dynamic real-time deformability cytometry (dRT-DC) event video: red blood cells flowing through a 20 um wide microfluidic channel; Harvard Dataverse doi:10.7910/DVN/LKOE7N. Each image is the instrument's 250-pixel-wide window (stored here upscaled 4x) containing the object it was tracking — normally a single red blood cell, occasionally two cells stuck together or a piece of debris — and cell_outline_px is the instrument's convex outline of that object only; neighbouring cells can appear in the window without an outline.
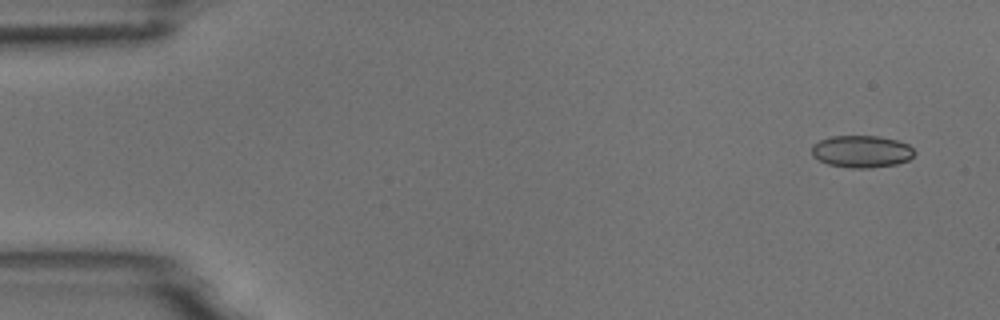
{"species": "common noctule bat (a hibernating species)", "species_latin": "Nyctalus noctula", "temperature_condition": "room temperature", "stored_images_in_passage": 9, "camera_frame_rate_fps": 3000, "um_per_image_px": 0.085, "animal": {"sex": "male", "body_mass_g": 18.8}, "frame": {"image": 1, "passage_image": 1, "time_ms": 0.0, "image_size_px": [1000, 320], "cell_outline_px": [[916, 152], [908, 160], [896, 164], [872, 168], [852, 168], [828, 164], [812, 156], [812, 144], [820, 140], [832, 136], [876, 136], [896, 140], [908, 144]], "centroid_in_image_um": [73.23, 12.88], "position_along_channel_um": 11.8, "area_um2": 19.19}}
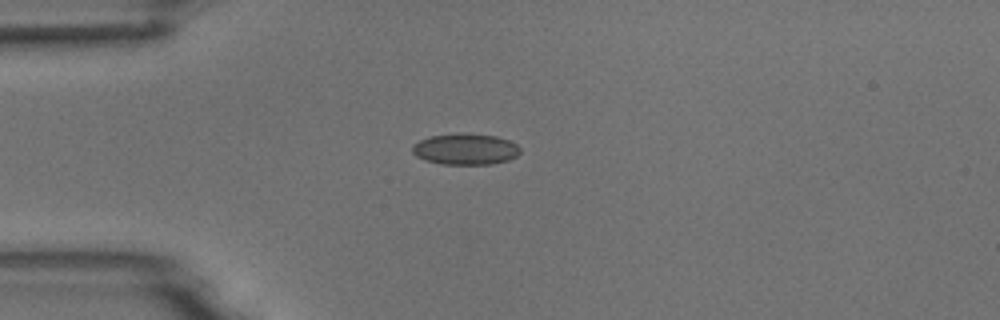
{"frame": {"image": 2, "passage_image": 4, "time_ms": 1.0, "image_size_px": [1000, 320], "cell_outline_px": [[520, 152], [516, 156], [508, 160], [492, 164], [440, 164], [424, 160], [416, 156], [412, 152], [412, 144], [420, 140], [432, 136], [464, 132], [496, 136], [508, 140], [516, 144], [520, 148]], "centroid_in_image_um": [39.55, 12.67], "position_along_channel_um": 45.5, "area_um2": 19.71}}
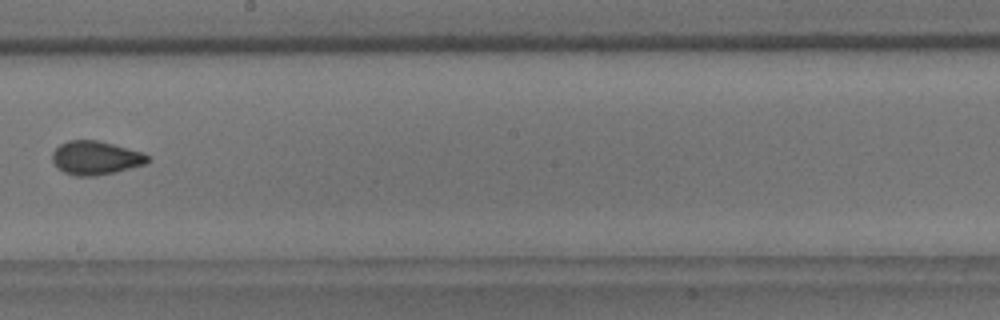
{"frame": {"image": 3, "passage_image": 9, "time_ms": 2.667, "image_size_px": [1000, 320], "cell_outline_px": [[152, 160], [144, 164], [116, 172], [96, 176], [76, 176], [64, 172], [56, 168], [52, 160], [52, 152], [60, 144], [68, 140], [96, 140], [112, 144], [140, 152], [148, 156]], "centroid_in_image_um": [8.09, 13.43], "position_along_channel_um": 240.1, "area_um2": 18.67}}